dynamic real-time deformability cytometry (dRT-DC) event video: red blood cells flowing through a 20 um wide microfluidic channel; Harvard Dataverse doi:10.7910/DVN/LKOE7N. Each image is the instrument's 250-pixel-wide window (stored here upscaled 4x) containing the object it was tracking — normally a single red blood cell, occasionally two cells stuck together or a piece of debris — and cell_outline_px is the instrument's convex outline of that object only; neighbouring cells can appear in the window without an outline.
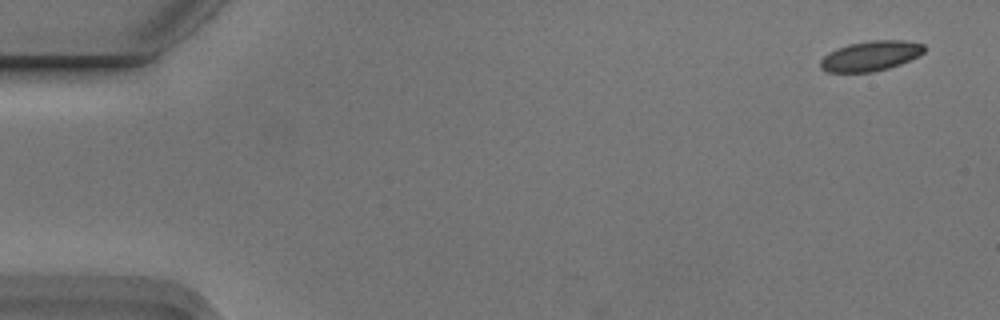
{"species": "Egyptian fruit bat (a non-hibernating species)", "species_latin": "Rousettus aegyptiacus", "temperature_condition": "cold", "stored_images_in_passage": 3, "camera_frame_rate_fps": 3000, "um_per_image_px": 0.085, "animal": {"sex": "male"}, "frame": {"image": 1, "passage_image": 1, "time_ms": 0.0, "image_size_px": [1000, 320], "cell_outline_px": [[924, 52], [920, 56], [900, 64], [888, 68], [872, 72], [824, 72], [820, 68], [820, 60], [828, 52], [836, 48], [848, 44], [872, 40], [904, 40], [924, 44]], "centroid_in_image_um": [73.99, 4.75], "position_along_channel_um": 11.0, "area_um2": 18.32}}